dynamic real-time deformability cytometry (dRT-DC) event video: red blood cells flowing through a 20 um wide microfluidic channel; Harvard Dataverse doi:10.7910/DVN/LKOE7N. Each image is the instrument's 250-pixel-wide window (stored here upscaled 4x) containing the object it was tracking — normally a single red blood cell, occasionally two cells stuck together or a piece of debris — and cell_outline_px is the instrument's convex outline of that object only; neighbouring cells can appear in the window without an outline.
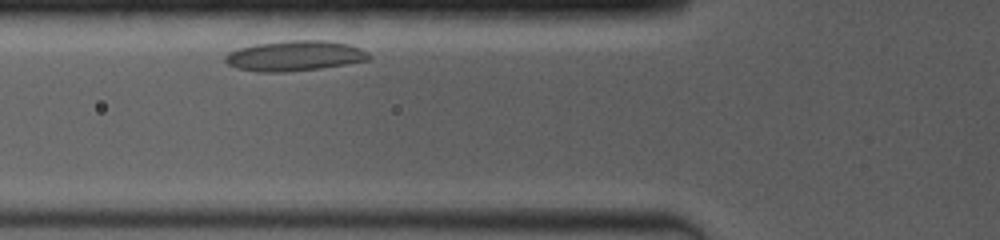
{"species": "common noctule bat (a hibernating species)", "species_latin": "Nyctalus noctula", "temperature_condition": "room temperature", "stored_images_in_passage": 29, "camera_frame_rate_fps": 4000, "um_per_image_px": 0.085, "animal": {"sex": "female", "body_mass_g": 19.0, "forearm_length_mm": 53.3}, "frame": {"image": 1, "passage_image": 4, "time_ms": 0.75, "image_size_px": [1000, 240], "cell_outline_px": [[372, 60], [320, 68], [284, 72], [256, 72], [236, 68], [228, 64], [224, 60], [224, 56], [228, 52], [240, 48], [256, 44], [288, 40], [324, 40], [348, 44], [360, 48], [368, 52], [372, 56]], "centroid_in_image_um": [25.07, 4.75], "position_along_channel_um": 100.7, "area_um2": 25.49}}
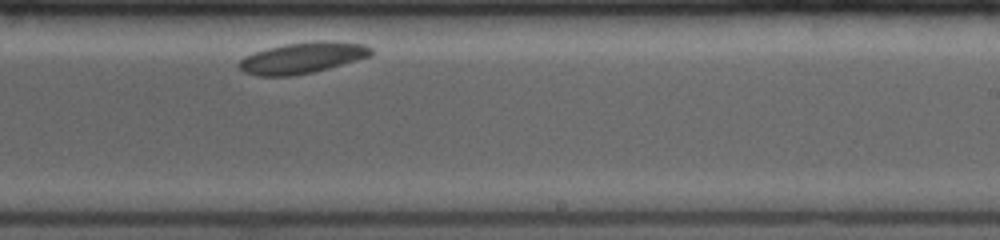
{"frame": {"image": 2, "passage_image": 18, "time_ms": 4.25, "image_size_px": [1000, 240], "cell_outline_px": [[372, 56], [328, 68], [312, 72], [292, 76], [256, 76], [244, 72], [236, 64], [244, 56], [268, 48], [284, 44], [312, 40], [328, 40], [364, 44], [372, 48]], "centroid_in_image_um": [25.71, 4.91], "position_along_channel_um": 263.3, "area_um2": 24.1}}
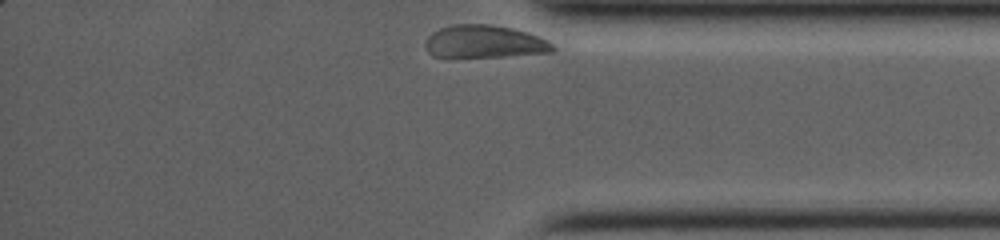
{"frame": {"image": 3, "passage_image": 29, "time_ms": 7.0, "image_size_px": [1000, 240], "cell_outline_px": [[556, 48], [552, 52], [500, 56], [432, 56], [428, 52], [424, 44], [428, 36], [432, 32], [440, 28], [452, 24], [488, 24], [512, 28], [528, 32], [540, 36], [548, 40]], "centroid_in_image_um": [41.18, 3.52], "position_along_channel_um": 394.0, "area_um2": 24.16}}